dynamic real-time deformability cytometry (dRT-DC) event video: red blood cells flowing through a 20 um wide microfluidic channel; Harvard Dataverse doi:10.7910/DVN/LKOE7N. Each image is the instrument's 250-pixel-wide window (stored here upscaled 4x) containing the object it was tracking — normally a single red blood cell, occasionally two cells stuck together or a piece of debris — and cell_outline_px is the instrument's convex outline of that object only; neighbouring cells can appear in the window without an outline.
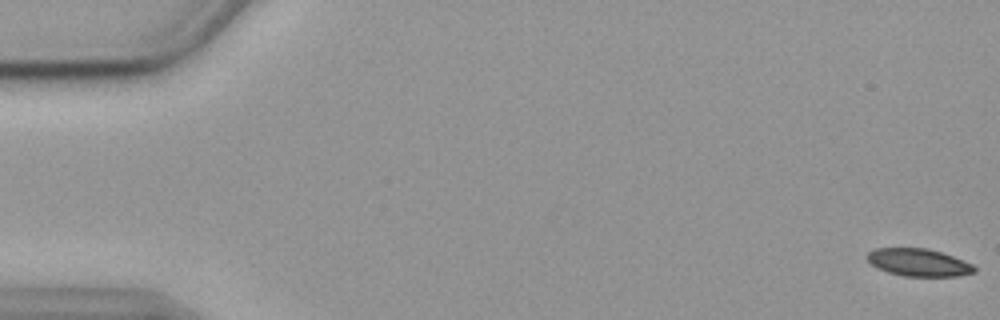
{"species": "common noctule bat (a hibernating species)", "species_latin": "Nyctalus noctula", "temperature_condition": "cold", "stored_images_in_passage": 57, "camera_frame_rate_fps": 3000, "um_per_image_px": 0.085, "animal": {"sex": "female", "body_mass_g": 19.9}, "frame": {"image": 1, "passage_image": 1, "time_ms": 0.0, "image_size_px": [1000, 320], "cell_outline_px": [[976, 272], [956, 276], [904, 276], [888, 272], [872, 264], [864, 256], [868, 252], [876, 248], [928, 248], [964, 260], [972, 264], [976, 268]], "centroid_in_image_um": [78.08, 22.3], "position_along_channel_um": 6.9, "area_um2": 17.11}}
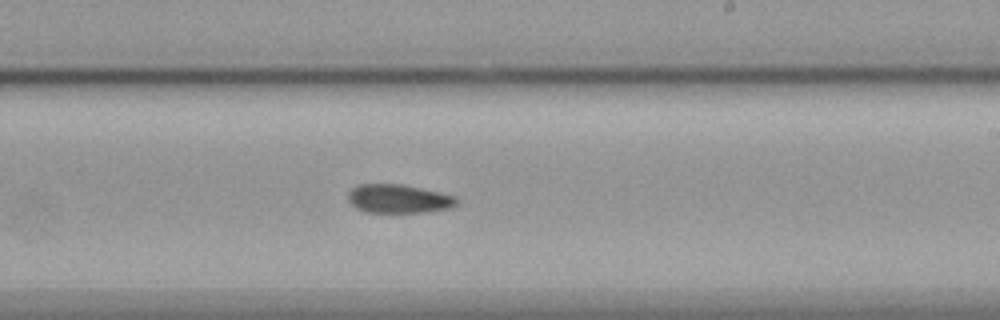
{"frame": {"image": 2, "passage_image": 34, "time_ms": 11.0, "image_size_px": [1000, 320], "cell_outline_px": [[460, 200], [456, 204], [448, 208], [424, 212], [364, 212], [356, 208], [348, 200], [348, 192], [352, 188], [360, 184], [400, 184], [440, 192], [456, 196]], "centroid_in_image_um": [33.87, 16.89], "position_along_channel_um": 255.1, "area_um2": 18.09}}
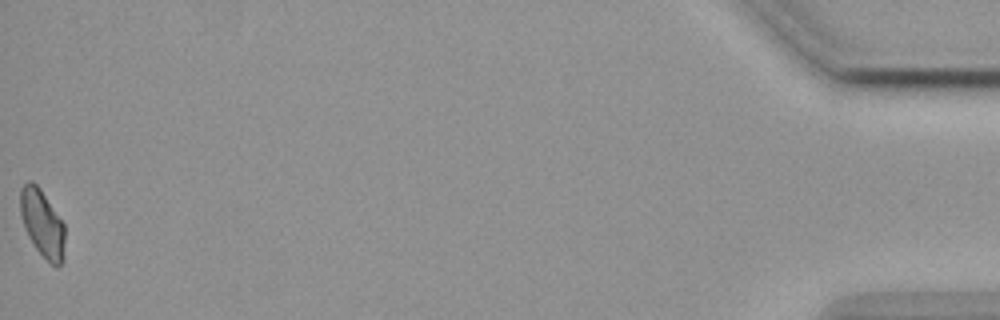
{"frame": {"image": 3, "passage_image": 57, "time_ms": 18.667, "image_size_px": [1000, 320], "cell_outline_px": [[64, 260], [56, 268], [36, 248], [28, 236], [24, 228], [20, 216], [20, 188], [28, 180], [32, 180], [40, 188], [64, 224]], "centroid_in_image_um": [3.58, 18.97], "position_along_channel_um": 431.6, "area_um2": 17.46}, "authors_computed_cell_mechanics": {"area_um2": 18.3226, "velocity_mm_per_s": 3.5652, "shape_relaxation_time_tau1_ms": 9.6606, "shape_relaxation_time_tau2_ms": null, "deformation_change_tau1": 0.173, "deformation_change_tau2": null}}